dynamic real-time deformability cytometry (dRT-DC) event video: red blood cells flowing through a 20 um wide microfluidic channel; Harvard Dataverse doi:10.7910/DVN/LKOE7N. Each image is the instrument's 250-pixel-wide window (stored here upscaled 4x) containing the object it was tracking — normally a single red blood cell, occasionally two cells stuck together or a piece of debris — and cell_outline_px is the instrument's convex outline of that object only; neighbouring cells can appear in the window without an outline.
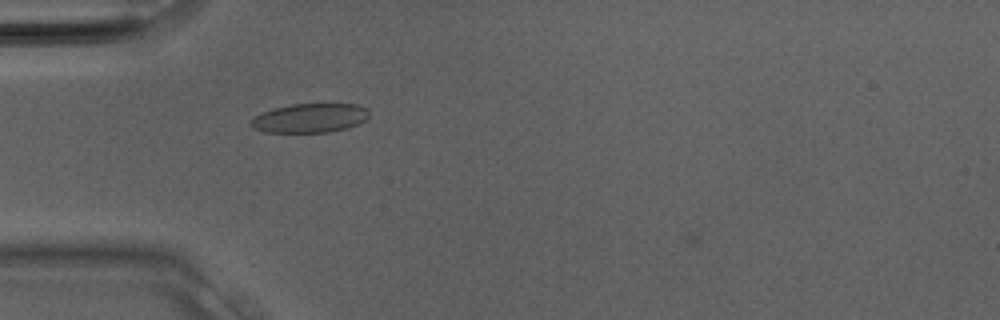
{"species": "Egyptian fruit bat (a non-hibernating species)", "species_latin": "Rousettus aegyptiacus", "temperature_condition": "room temperature", "stored_images_in_passage": 7, "camera_frame_rate_fps": 3000, "um_per_image_px": 0.085, "animal": {"sex": "male"}, "frame": {"image": 1, "passage_image": 3, "time_ms": 0.667, "image_size_px": [1000, 320], "cell_outline_px": [[368, 116], [364, 120], [348, 128], [328, 132], [264, 132], [252, 128], [252, 116], [276, 108], [292, 104], [356, 104], [368, 108]], "centroid_in_image_um": [26.34, 10.03], "position_along_channel_um": 58.7, "area_um2": 19.88}}